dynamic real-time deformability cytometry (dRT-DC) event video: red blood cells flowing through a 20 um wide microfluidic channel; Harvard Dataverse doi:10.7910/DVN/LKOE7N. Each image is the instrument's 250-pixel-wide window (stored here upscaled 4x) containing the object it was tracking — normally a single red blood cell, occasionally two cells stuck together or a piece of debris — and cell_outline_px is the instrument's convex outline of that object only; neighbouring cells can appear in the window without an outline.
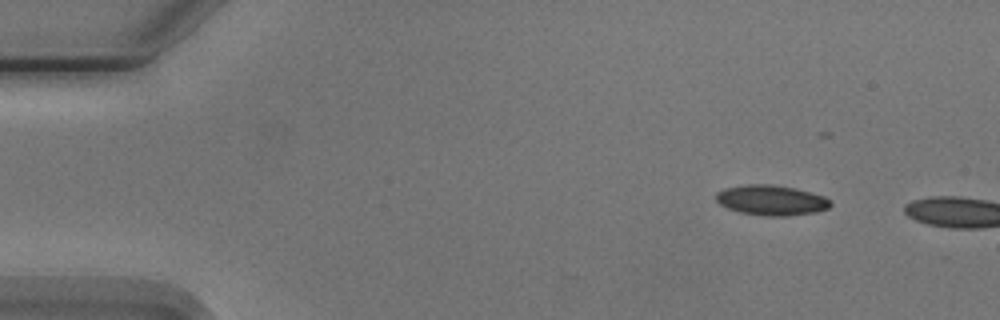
{"species": "Egyptian fruit bat (a non-hibernating species)", "species_latin": "Rousettus aegyptiacus", "temperature_condition": "cold", "stored_images_in_passage": 3, "camera_frame_rate_fps": 3000, "um_per_image_px": 0.085, "animal": {"sex": "male"}, "frame": {"image": 1, "passage_image": 1, "time_ms": 0.0, "image_size_px": [1000, 320], "cell_outline_px": [[832, 204], [828, 208], [816, 212], [788, 216], [768, 216], [740, 212], [728, 208], [720, 204], [716, 200], [716, 192], [724, 188], [748, 184], [768, 184], [792, 188], [824, 196], [832, 200]], "centroid_in_image_um": [65.56, 17.02], "position_along_channel_um": 19.4, "area_um2": 20.0}}